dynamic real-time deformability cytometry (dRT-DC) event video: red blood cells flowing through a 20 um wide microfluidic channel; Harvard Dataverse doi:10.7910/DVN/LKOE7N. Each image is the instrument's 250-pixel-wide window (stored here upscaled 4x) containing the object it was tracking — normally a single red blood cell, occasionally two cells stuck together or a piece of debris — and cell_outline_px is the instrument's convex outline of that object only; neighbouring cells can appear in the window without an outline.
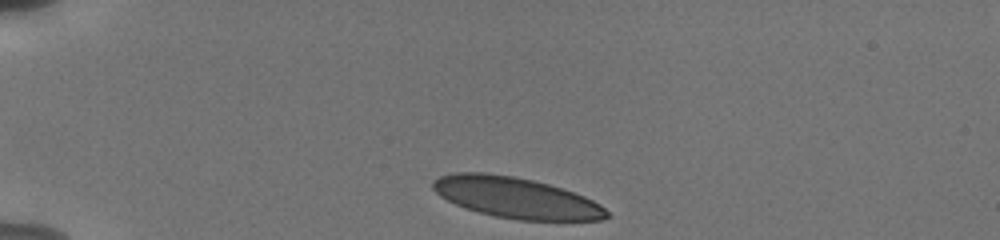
{"species": "human", "species_latin": "Homo sapiens", "temperature_condition": "cold", "stored_images_in_passage": 36, "camera_frame_rate_fps": 3000, "um_per_image_px": 0.085, "donor": {"sex": "male"}, "frame": {"image": 1, "passage_image": 1, "time_ms": 0.0, "image_size_px": [1000, 240], "cell_outline_px": [[608, 216], [592, 220], [532, 220], [504, 216], [472, 208], [460, 204], [444, 196], [436, 188], [436, 180], [444, 176], [504, 176], [544, 184], [580, 196], [596, 204], [608, 212]], "centroid_in_image_um": [44.03, 16.87], "position_along_channel_um": 41.0, "area_um2": 36.59}}
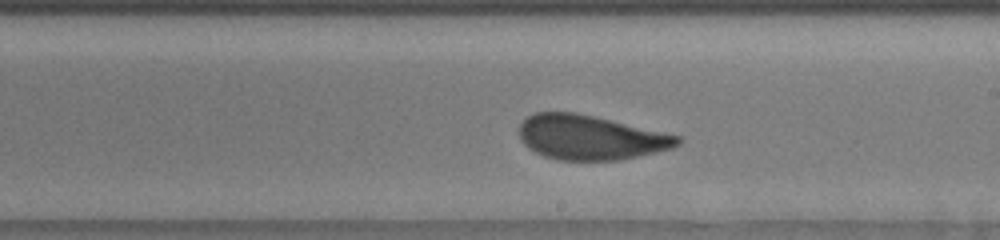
{"frame": {"image": 2, "passage_image": 21, "time_ms": 6.667, "image_size_px": [1000, 240], "cell_outline_px": [[676, 140], [672, 144], [660, 148], [620, 156], [556, 156], [544, 152], [536, 148], [524, 136], [524, 124], [532, 116], [544, 112], [560, 112], [600, 120], [672, 136]], "centroid_in_image_um": [50.05, 11.6], "position_along_channel_um": 238.9, "area_um2": 33.29}}
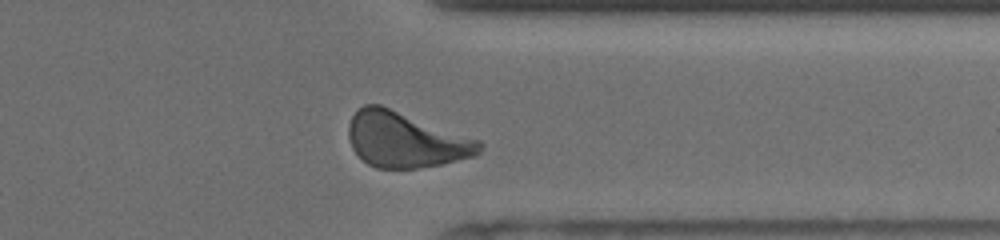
{"frame": {"image": 3, "passage_image": 32, "time_ms": 10.333, "image_size_px": [1000, 240], "cell_outline_px": [[480, 144], [476, 152], [464, 156], [432, 164], [412, 168], [384, 168], [372, 164], [364, 160], [356, 152], [352, 144], [352, 120], [356, 112], [360, 108], [368, 104], [376, 104]], "centroid_in_image_um": [34.3, 11.9], "position_along_channel_um": 377.1, "area_um2": 37.8}, "authors_computed_cell_mechanics": {"area_um2": 35.6048, "velocity_mm_per_s": 3.7793, "shape_relaxation_time_tau1_ms": 9.5979, "shape_relaxation_time_tau2_ms": 0.8107, "deformation_change_tau1": 0.2502, "deformation_change_tau2": 0.0659}}